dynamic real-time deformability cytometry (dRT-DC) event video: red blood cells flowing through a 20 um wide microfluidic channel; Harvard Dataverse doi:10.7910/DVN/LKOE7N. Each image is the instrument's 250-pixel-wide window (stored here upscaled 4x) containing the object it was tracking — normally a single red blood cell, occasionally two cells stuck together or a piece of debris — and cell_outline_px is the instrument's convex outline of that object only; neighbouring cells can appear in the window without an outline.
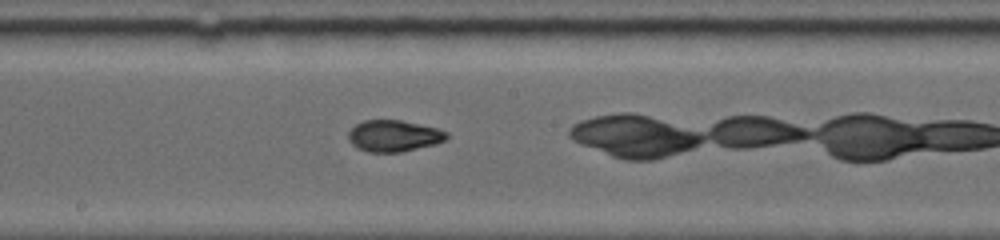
{"species": "common noctule bat (a hibernating species)", "species_latin": "Nyctalus noctula", "temperature_condition": "warm", "stored_images_in_passage": 33, "camera_frame_rate_fps": 5000, "um_per_image_px": 0.085, "animal": {"sex": "female", "body_mass_g": 19.0, "forearm_length_mm": 53.3}, "frame": {"image": 1, "passage_image": 15, "time_ms": 4.0, "image_size_px": [1000, 240], "cell_outline_px": [[448, 136], [444, 140], [436, 144], [400, 152], [368, 152], [356, 148], [348, 140], [348, 132], [356, 124], [364, 120], [400, 120], [436, 128], [448, 132]], "centroid_in_image_um": [33.44, 11.55], "position_along_channel_um": 214.8, "area_um2": 17.98}}